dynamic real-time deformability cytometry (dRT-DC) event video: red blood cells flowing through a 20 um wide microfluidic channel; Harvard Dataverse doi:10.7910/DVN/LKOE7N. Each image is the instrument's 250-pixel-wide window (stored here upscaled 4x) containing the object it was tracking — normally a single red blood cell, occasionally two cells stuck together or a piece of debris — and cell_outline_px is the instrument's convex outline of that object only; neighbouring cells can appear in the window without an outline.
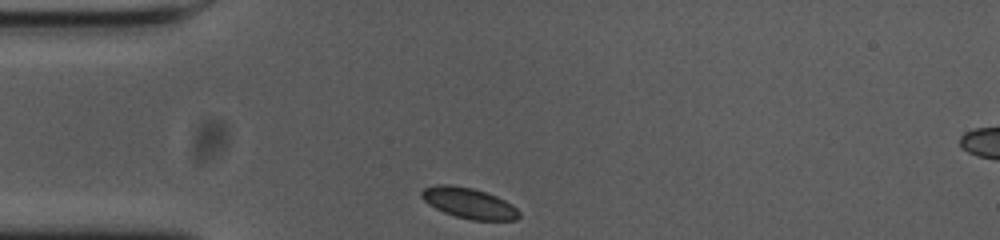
{"species": "common noctule bat (a hibernating species)", "species_latin": "Nyctalus noctula", "temperature_condition": "cold", "stored_images_in_passage": 31, "camera_frame_rate_fps": 3000, "um_per_image_px": 0.085, "animal": {"sex": "female", "body_mass_g": 23.0, "forearm_length_mm": 53.4}, "frame": {"image": 1, "passage_image": 1, "time_ms": 0.0, "image_size_px": [1000, 240], "cell_outline_px": [[520, 216], [516, 220], [472, 220], [456, 216], [444, 212], [428, 204], [420, 196], [420, 192], [424, 188], [436, 184], [448, 184], [472, 188], [496, 196], [512, 204], [520, 212]], "centroid_in_image_um": [39.85, 17.26], "position_along_channel_um": 45.2, "area_um2": 17.34}}
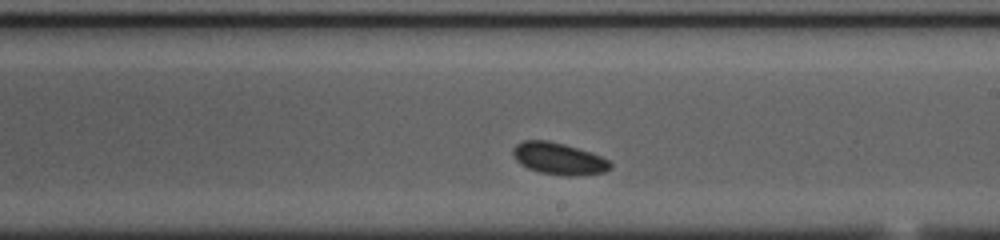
{"frame": {"image": 2, "passage_image": 19, "time_ms": 6.0, "image_size_px": [1000, 240], "cell_outline_px": [[612, 168], [604, 172], [576, 176], [568, 176], [540, 172], [528, 168], [520, 164], [512, 156], [512, 148], [516, 144], [524, 140], [548, 140], [564, 144], [600, 156], [608, 160], [612, 164]], "centroid_in_image_um": [47.46, 13.48], "position_along_channel_um": 241.5, "area_um2": 18.03}}
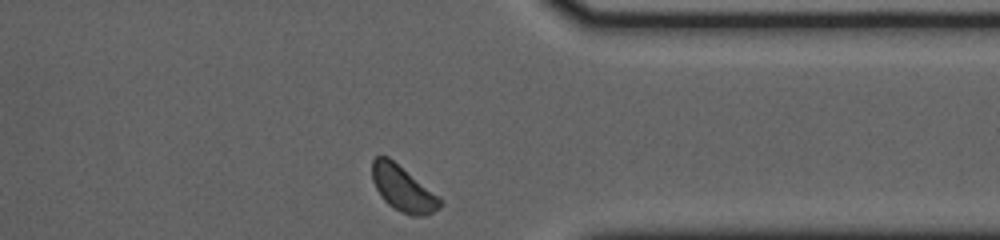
{"frame": {"image": 3, "passage_image": 31, "time_ms": 10.0, "image_size_px": [1000, 240], "cell_outline_px": [[444, 204], [440, 208], [424, 216], [412, 216], [400, 212], [388, 204], [380, 196], [372, 180], [372, 160], [376, 156], [388, 156], [436, 196]], "centroid_in_image_um": [34.2, 16.05], "position_along_channel_um": 377.2, "area_um2": 17.51}, "authors_computed_cell_mechanics": {"area_um2": 17.5134, "velocity_mm_per_s": 3.574, "shape_relaxation_time_tau1_ms": null, "shape_relaxation_time_tau2_ms": 6.8638, "deformation_change_tau1": null, "deformation_change_tau2": 0.0585}}